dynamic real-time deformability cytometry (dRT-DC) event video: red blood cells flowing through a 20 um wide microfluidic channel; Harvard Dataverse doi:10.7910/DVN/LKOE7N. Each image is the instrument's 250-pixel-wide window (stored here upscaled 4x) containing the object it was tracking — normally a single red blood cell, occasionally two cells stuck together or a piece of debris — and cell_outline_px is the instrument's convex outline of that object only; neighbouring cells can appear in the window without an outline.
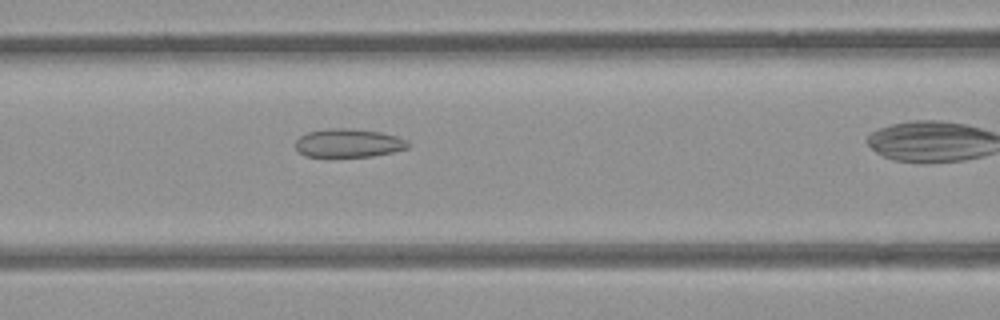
{"species": "common noctule bat (a hibernating species)", "species_latin": "Nyctalus noctula", "temperature_condition": "room temperature", "stored_images_in_passage": 31, "camera_frame_rate_fps": 3000, "um_per_image_px": 0.085, "animal": {"sex": "female", "body_mass_g": 21.9}, "frame": {"image": 1, "passage_image": 12, "time_ms": 3.667, "image_size_px": [1000, 320], "cell_outline_px": [[408, 148], [392, 152], [372, 156], [304, 156], [296, 148], [296, 140], [300, 136], [308, 132], [328, 128], [348, 128], [380, 132], [396, 136], [408, 140]], "centroid_in_image_um": [29.62, 12.15], "position_along_channel_um": 137.0, "area_um2": 18.5}}
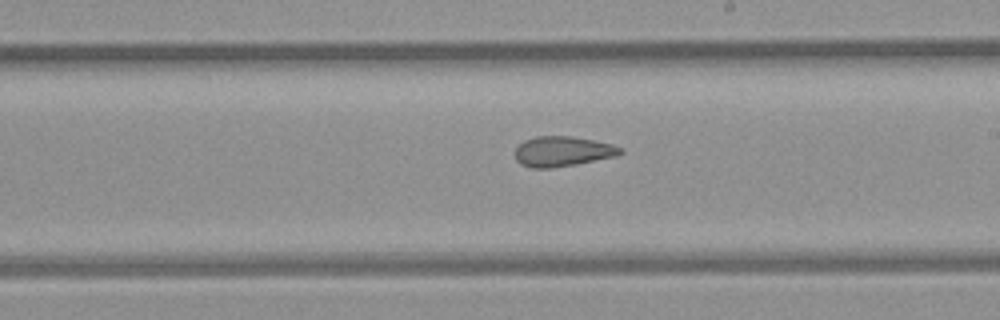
{"frame": {"image": 2, "passage_image": 20, "time_ms": 6.333, "image_size_px": [1000, 320], "cell_outline_px": [[624, 152], [616, 156], [576, 164], [552, 168], [532, 168], [520, 164], [516, 160], [516, 148], [524, 140], [536, 136], [572, 136], [612, 144], [620, 148]], "centroid_in_image_um": [47.8, 12.87], "position_along_channel_um": 241.2, "area_um2": 18.38}}
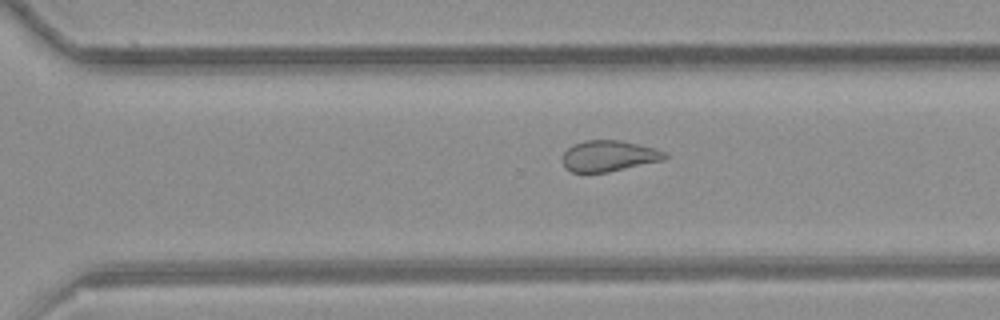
{"frame": {"image": 3, "passage_image": 26, "time_ms": 8.333, "image_size_px": [1000, 320], "cell_outline_px": [[668, 156], [664, 160], [608, 172], [572, 172], [564, 168], [564, 152], [572, 144], [584, 140], [620, 140], [656, 148], [668, 152]], "centroid_in_image_um": [51.78, 13.25], "position_along_channel_um": 318.8, "area_um2": 18.55}}